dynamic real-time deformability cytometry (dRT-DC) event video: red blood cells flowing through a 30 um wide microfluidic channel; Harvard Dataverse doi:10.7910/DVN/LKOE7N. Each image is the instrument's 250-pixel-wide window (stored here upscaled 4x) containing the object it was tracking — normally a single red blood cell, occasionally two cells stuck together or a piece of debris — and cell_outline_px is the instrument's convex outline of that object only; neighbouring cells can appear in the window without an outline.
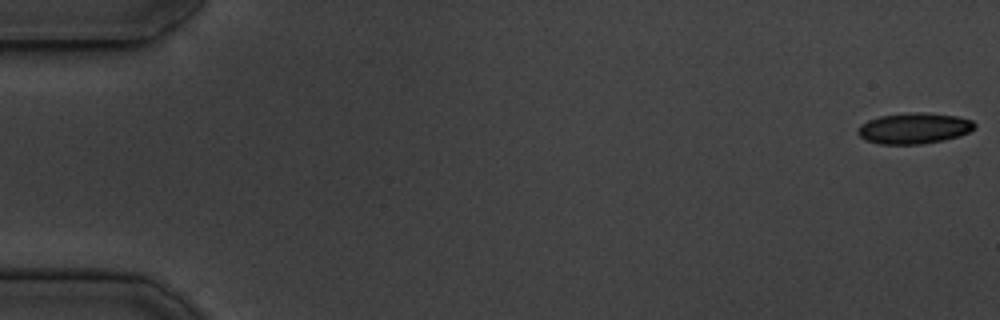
{"species": "common noctule bat (a hibernating species)", "species_latin": "Nyctalus noctula", "temperature_condition": "cold", "stored_images_in_passage": 55, "camera_frame_rate_fps": 3000, "um_per_image_px": 0.085, "animal": {"sex": "male", "body_mass_g": 19.5, "forearm_length_mm": 54.6}, "frame": {"image": 1, "passage_image": 1, "time_ms": 0.0, "image_size_px": [1000, 320], "cell_outline_px": [[976, 128], [960, 136], [944, 140], [920, 144], [880, 144], [864, 140], [856, 132], [856, 128], [860, 124], [868, 120], [880, 116], [912, 112], [924, 112], [956, 116], [972, 120], [976, 124]], "centroid_in_image_um": [77.68, 10.9], "position_along_channel_um": 7.3, "area_um2": 21.21}}
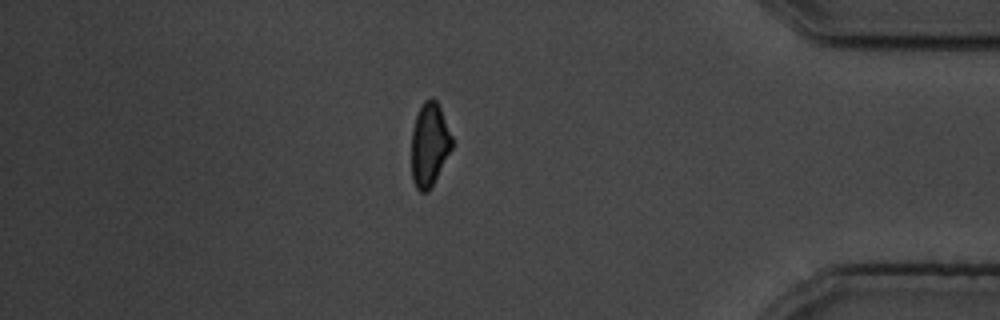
{"frame": {"image": 2, "passage_image": 47, "time_ms": 15.333, "image_size_px": [1000, 320], "cell_outline_px": [[452, 148], [428, 192], [420, 192], [416, 188], [412, 180], [412, 128], [416, 116], [424, 100], [432, 96], [436, 100], [440, 108], [452, 136]], "centroid_in_image_um": [36.49, 12.28], "position_along_channel_um": 398.7, "area_um2": 19.54}}
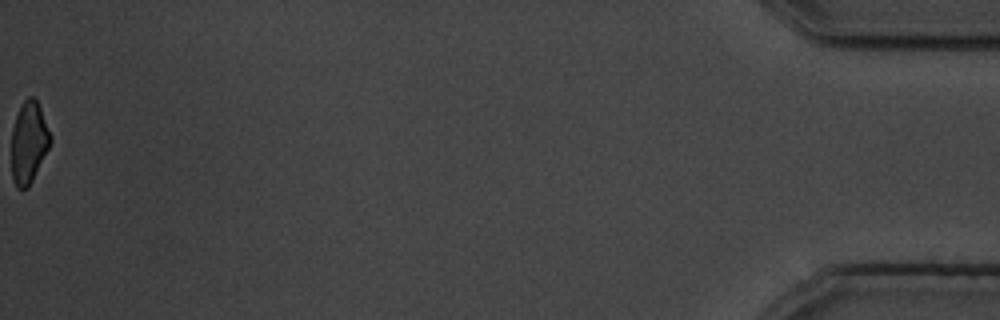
{"frame": {"image": 3, "passage_image": 55, "time_ms": 18.0, "image_size_px": [1000, 320], "cell_outline_px": [[52, 140], [28, 188], [16, 188], [12, 180], [12, 128], [16, 116], [24, 100], [28, 96], [32, 96], [36, 100], [40, 108], [52, 136]], "centroid_in_image_um": [2.44, 12.11], "position_along_channel_um": 432.8, "area_um2": 18.26}, "authors_computed_cell_mechanics": {"area_um2": 21.3282, "velocity_mm_per_s": 3.7178, "shape_relaxation_time_tau1_ms": 3.477, "shape_relaxation_time_tau2_ms": 1.9645, "deformation_change_tau1": 0.106, "deformation_change_tau2": 0.0606}}